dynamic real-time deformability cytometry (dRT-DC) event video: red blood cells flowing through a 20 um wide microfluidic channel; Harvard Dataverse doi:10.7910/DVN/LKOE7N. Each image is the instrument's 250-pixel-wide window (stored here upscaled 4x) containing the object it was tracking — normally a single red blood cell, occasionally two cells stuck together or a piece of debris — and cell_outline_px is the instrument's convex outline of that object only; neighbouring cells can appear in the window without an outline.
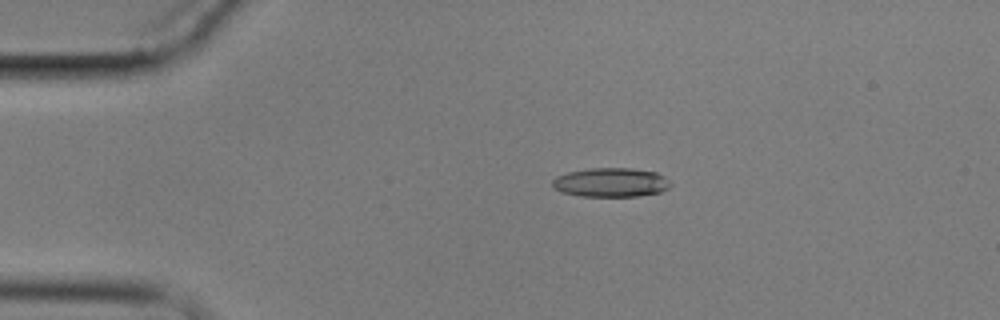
{"species": "common noctule bat (a hibernating species)", "species_latin": "Nyctalus noctula", "temperature_condition": "cold", "stored_images_in_passage": 9, "camera_frame_rate_fps": 3000, "um_per_image_px": 0.085, "animal": {"sex": "male", "body_mass_g": 17.9}, "frame": {"image": 1, "passage_image": 3, "time_ms": 2.333, "image_size_px": [1000, 320], "cell_outline_px": [[672, 184], [668, 188], [660, 192], [636, 196], [580, 196], [564, 192], [552, 188], [552, 180], [556, 176], [568, 172], [588, 168], [632, 168], [656, 172], [664, 176]], "centroid_in_image_um": [51.91, 15.5], "position_along_channel_um": 33.1, "area_um2": 20.06}}
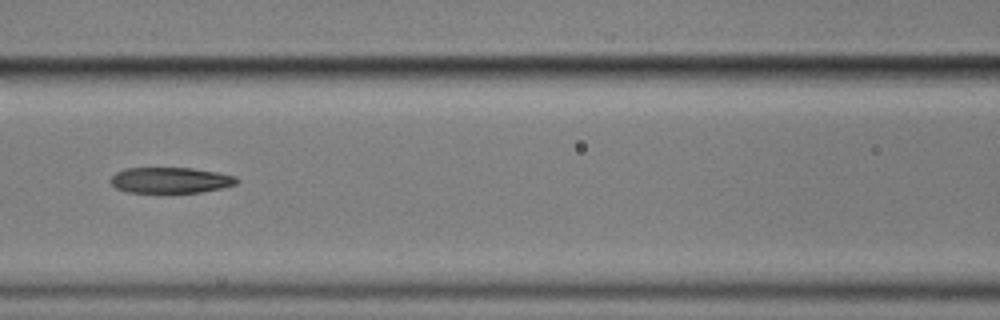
{"frame": {"image": 2, "passage_image": 7, "time_ms": 7.0, "image_size_px": [1000, 320], "cell_outline_px": [[240, 180], [236, 184], [220, 188], [200, 192], [128, 192], [116, 188], [108, 180], [116, 172], [124, 168], [192, 168], [216, 172], [236, 176]], "centroid_in_image_um": [14.47, 15.31], "position_along_channel_um": 152.1, "area_um2": 18.9}}
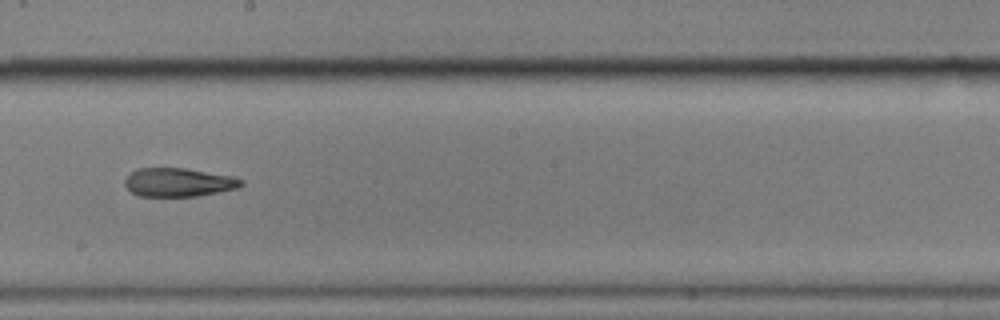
{"frame": {"image": 3, "passage_image": 9, "time_ms": 9.333, "image_size_px": [1000, 320], "cell_outline_px": [[244, 184], [240, 188], [196, 196], [140, 196], [132, 192], [124, 184], [124, 180], [132, 172], [140, 168], [184, 168], [232, 176], [244, 180]], "centroid_in_image_um": [15.21, 15.5], "position_along_channel_um": 233.0, "area_um2": 19.31}}